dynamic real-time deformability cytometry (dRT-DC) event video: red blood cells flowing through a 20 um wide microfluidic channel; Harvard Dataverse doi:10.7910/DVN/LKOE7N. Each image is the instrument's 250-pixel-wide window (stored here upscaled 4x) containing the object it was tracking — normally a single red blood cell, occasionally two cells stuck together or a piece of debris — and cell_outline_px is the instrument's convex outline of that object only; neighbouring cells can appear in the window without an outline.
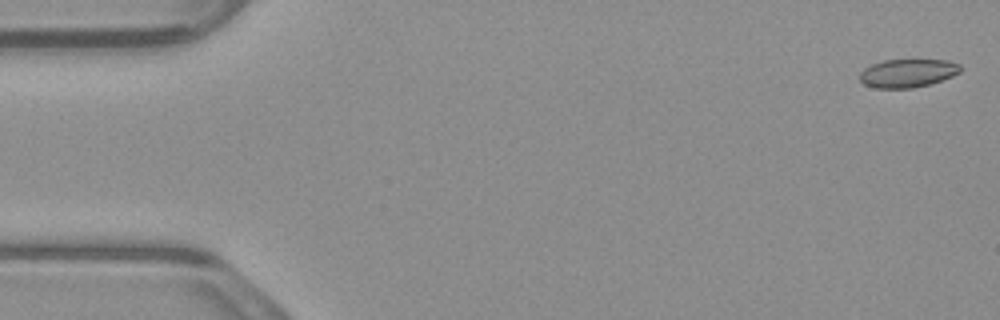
{"species": "common noctule bat (a hibernating species)", "species_latin": "Nyctalus noctula", "temperature_condition": "warm", "stored_images_in_passage": 9, "camera_frame_rate_fps": 3000, "um_per_image_px": 0.085, "animal": {"sex": "male", "body_mass_g": 23.1, "forearm_length_mm": 52.7}, "frame": {"image": 1, "passage_image": 2, "time_ms": 0.333, "image_size_px": [1000, 320], "cell_outline_px": [[960, 72], [952, 76], [928, 84], [912, 88], [876, 88], [864, 84], [860, 80], [860, 72], [864, 68], [872, 64], [884, 60], [948, 60], [960, 64]], "centroid_in_image_um": [77.13, 6.21], "position_along_channel_um": 7.9, "area_um2": 16.47}}